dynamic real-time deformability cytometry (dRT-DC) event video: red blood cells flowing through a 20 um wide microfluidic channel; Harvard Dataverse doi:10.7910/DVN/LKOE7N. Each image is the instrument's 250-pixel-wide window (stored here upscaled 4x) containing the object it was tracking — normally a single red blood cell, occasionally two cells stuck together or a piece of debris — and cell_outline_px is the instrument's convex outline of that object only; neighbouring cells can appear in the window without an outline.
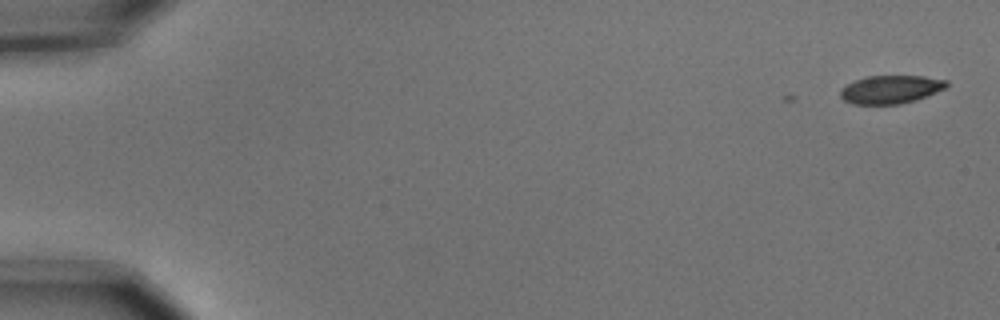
{"species": "common noctule bat (a hibernating species)", "species_latin": "Nyctalus noctula", "temperature_condition": "cold", "stored_images_in_passage": 2, "camera_frame_rate_fps": 3000, "um_per_image_px": 0.085, "animal": {"sex": "male", "body_mass_g": 15.6}, "frame": {"image": 1, "passage_image": 2, "time_ms": 0.333, "image_size_px": [1000, 320], "cell_outline_px": [[948, 88], [916, 100], [900, 104], [852, 104], [844, 100], [840, 96], [840, 88], [856, 80], [868, 76], [924, 76], [948, 80]], "centroid_in_image_um": [75.74, 7.6], "position_along_channel_um": 9.3, "area_um2": 17.57}}